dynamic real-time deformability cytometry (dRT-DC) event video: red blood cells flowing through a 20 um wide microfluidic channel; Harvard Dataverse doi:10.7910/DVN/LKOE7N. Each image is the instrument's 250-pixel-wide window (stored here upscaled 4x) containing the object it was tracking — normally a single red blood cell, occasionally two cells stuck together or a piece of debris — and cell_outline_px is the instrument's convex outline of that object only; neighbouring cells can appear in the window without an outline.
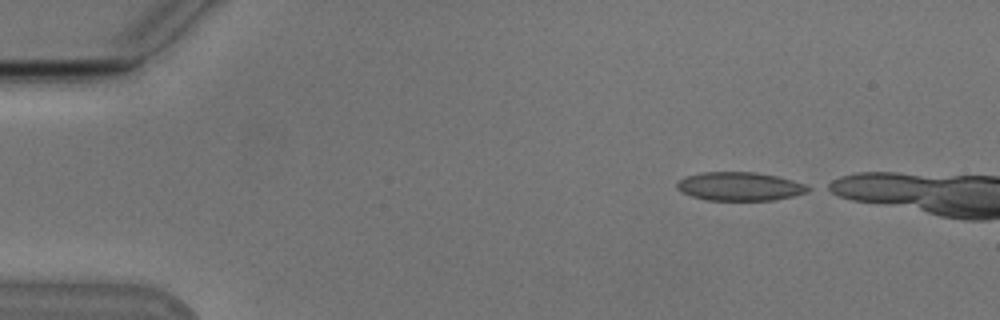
{"species": "Egyptian fruit bat (a non-hibernating species)", "species_latin": "Rousettus aegyptiacus", "temperature_condition": "cold", "stored_images_in_passage": 4, "camera_frame_rate_fps": 3000, "um_per_image_px": 0.085, "animal": {"sex": "male"}, "frame": {"image": 1, "passage_image": 1, "time_ms": 0.0, "image_size_px": [1000, 320], "cell_outline_px": [[812, 188], [804, 192], [792, 196], [772, 200], [708, 200], [692, 196], [676, 188], [676, 184], [684, 176], [704, 172], [756, 172], [776, 176], [804, 184]], "centroid_in_image_um": [62.84, 15.84], "position_along_channel_um": 22.2, "area_um2": 21.5}}